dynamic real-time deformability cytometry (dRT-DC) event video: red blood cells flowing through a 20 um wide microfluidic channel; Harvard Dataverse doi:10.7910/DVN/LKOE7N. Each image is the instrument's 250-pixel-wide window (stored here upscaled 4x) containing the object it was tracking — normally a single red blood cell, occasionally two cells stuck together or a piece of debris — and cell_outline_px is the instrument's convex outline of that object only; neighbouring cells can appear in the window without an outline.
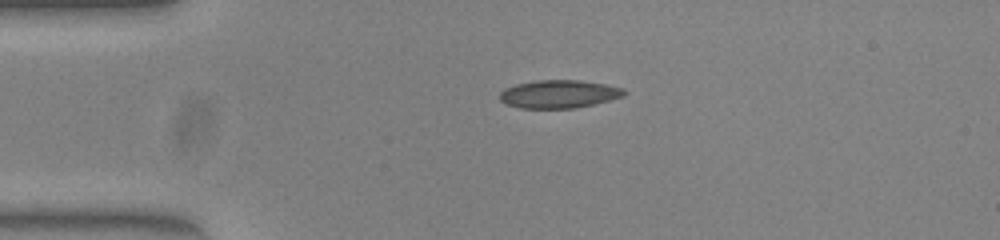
{"species": "common noctule bat (a hibernating species)", "species_latin": "Nyctalus noctula", "temperature_condition": "warm", "stored_images_in_passage": 41, "camera_frame_rate_fps": 3000, "um_per_image_px": 0.085, "animal": {"sex": "female", "body_mass_g": 23.0, "forearm_length_mm": 53.4}, "frame": {"image": 1, "passage_image": 1, "time_ms": 0.0, "image_size_px": [1000, 240], "cell_outline_px": [[628, 92], [624, 96], [576, 108], [520, 108], [508, 104], [500, 100], [500, 92], [504, 88], [516, 84], [536, 80], [580, 80], [604, 84], [624, 88]], "centroid_in_image_um": [47.51, 7.98], "position_along_channel_um": 37.5, "area_um2": 20.29}}
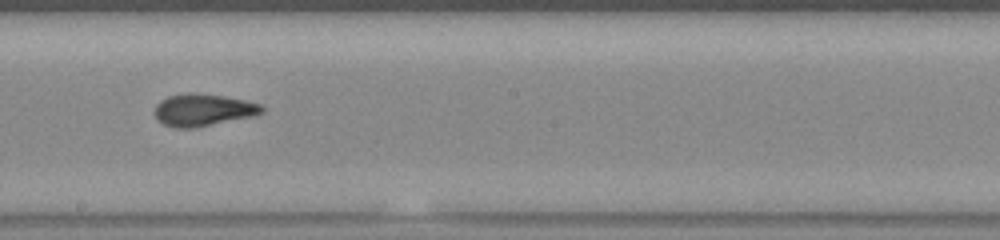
{"frame": {"image": 2, "passage_image": 18, "time_ms": 5.667, "image_size_px": [1000, 240], "cell_outline_px": [[264, 112], [252, 116], [196, 128], [176, 128], [164, 124], [156, 120], [152, 112], [156, 104], [160, 100], [168, 96], [188, 92], [196, 92], [224, 96], [244, 100], [260, 104], [264, 108]], "centroid_in_image_um": [17.2, 9.34], "position_along_channel_um": 231.0, "area_um2": 20.4}}
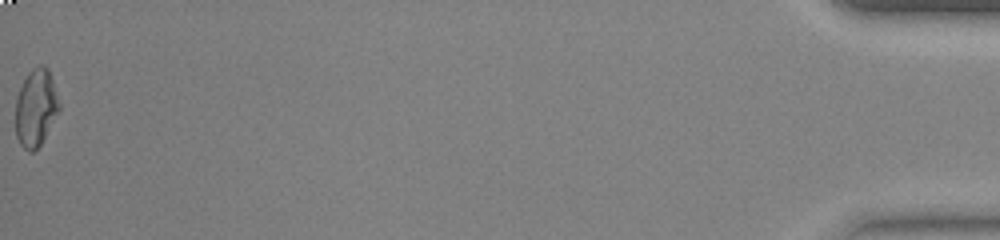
{"frame": {"image": 3, "passage_image": 41, "time_ms": 13.333, "image_size_px": [1000, 240], "cell_outline_px": [[60, 108], [40, 144], [32, 152], [28, 152], [20, 144], [16, 136], [16, 96], [28, 72], [32, 68], [40, 64], [44, 64], [48, 68], [60, 104]], "centroid_in_image_um": [3.03, 9.13], "position_along_channel_um": 432.2, "area_um2": 19.42}, "authors_computed_cell_mechanics": {"area_um2": 19.5364, "velocity_mm_per_s": 3.9868, "shape_relaxation_time_tau1_ms": 6.6931, "shape_relaxation_time_tau2_ms": 1.4821, "deformation_change_tau1": 0.2124, "deformation_change_tau2": 0.0851}}